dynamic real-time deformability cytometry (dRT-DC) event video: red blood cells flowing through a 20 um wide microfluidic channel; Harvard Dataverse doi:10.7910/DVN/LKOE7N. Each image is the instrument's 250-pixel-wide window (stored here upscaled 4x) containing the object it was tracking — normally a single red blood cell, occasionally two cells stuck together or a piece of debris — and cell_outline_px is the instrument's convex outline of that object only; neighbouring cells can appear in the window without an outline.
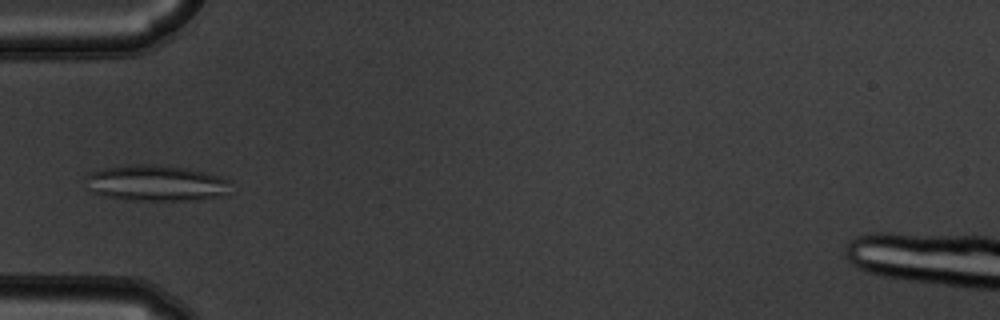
{"species": "common noctule bat (a hibernating species)", "species_latin": "Nyctalus noctula", "temperature_condition": "warm", "stored_images_in_passage": 37, "camera_frame_rate_fps": 3000, "um_per_image_px": 0.085, "animal": {"sex": "male", "body_mass_g": 19.5, "forearm_length_mm": 54.6}, "frame": {"image": 1, "passage_image": 1, "time_ms": 0.0, "image_size_px": [1000, 320], "cell_outline_px": [[232, 180], [228, 196], [196, 200], [132, 200], [108, 196], [92, 192], [88, 188], [84, 176], [88, 172], [104, 168], [128, 164], [156, 164], [188, 168], [220, 176]], "centroid_in_image_um": [13.32, 15.55], "position_along_channel_um": 71.7, "area_um2": 30.98}}
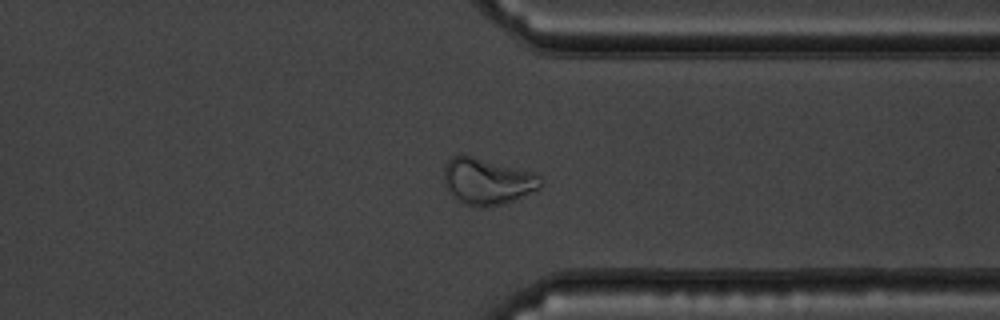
{"frame": {"image": 2, "passage_image": 25, "time_ms": 8.0, "image_size_px": [1000, 320], "cell_outline_px": [[540, 188], [504, 204], [484, 208], [476, 208], [464, 204], [456, 200], [448, 192], [444, 184], [444, 168], [448, 160], [452, 156], [472, 156], [536, 172], [540, 176]], "centroid_in_image_um": [41.39, 15.44], "position_along_channel_um": 370.0, "area_um2": 26.36}}
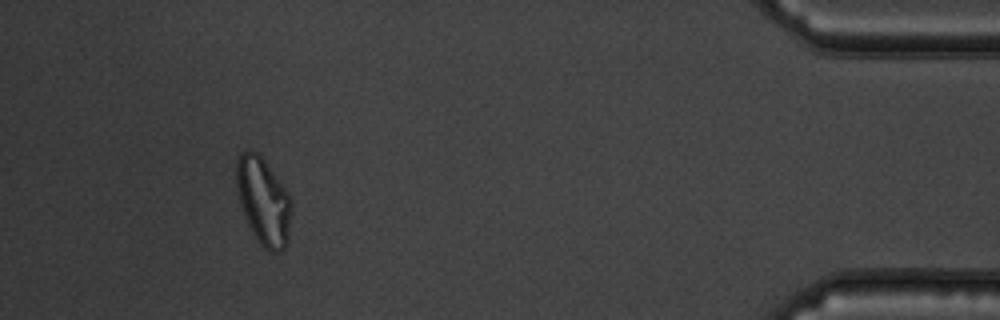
{"frame": {"image": 3, "passage_image": 33, "time_ms": 10.667, "image_size_px": [1000, 320], "cell_outline_px": [[292, 204], [288, 244], [280, 252], [268, 252], [256, 240], [244, 216], [236, 188], [236, 160], [240, 152], [248, 148], [256, 152], [264, 160], [288, 192], [292, 200]], "centroid_in_image_um": [22.39, 17.11], "position_along_channel_um": 412.8, "area_um2": 28.38}}